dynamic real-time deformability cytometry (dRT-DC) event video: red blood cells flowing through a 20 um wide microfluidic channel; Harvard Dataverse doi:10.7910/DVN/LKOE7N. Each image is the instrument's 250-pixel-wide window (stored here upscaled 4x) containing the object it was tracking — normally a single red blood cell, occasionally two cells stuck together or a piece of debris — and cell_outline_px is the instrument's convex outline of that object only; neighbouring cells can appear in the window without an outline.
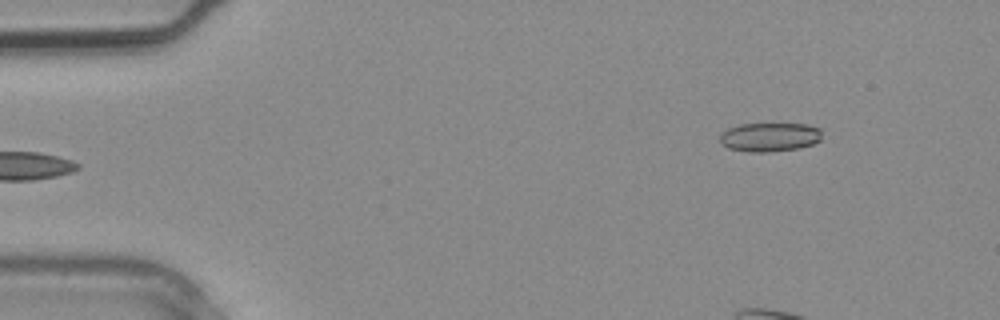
{"species": "common noctule bat (a hibernating species)", "species_latin": "Nyctalus noctula", "temperature_condition": "warm", "stored_images_in_passage": 3, "camera_frame_rate_fps": 3000, "um_per_image_px": 0.085, "animal": {"sex": "male", "body_mass_g": 20.4}, "frame": {"image": 1, "passage_image": 3, "time_ms": 0.667, "image_size_px": [1000, 320], "cell_outline_px": [[820, 140], [812, 144], [800, 148], [768, 152], [748, 152], [728, 148], [720, 144], [720, 132], [728, 128], [740, 124], [808, 124], [820, 128]], "centroid_in_image_um": [65.38, 11.65], "position_along_channel_um": 19.6, "area_um2": 17.34}}